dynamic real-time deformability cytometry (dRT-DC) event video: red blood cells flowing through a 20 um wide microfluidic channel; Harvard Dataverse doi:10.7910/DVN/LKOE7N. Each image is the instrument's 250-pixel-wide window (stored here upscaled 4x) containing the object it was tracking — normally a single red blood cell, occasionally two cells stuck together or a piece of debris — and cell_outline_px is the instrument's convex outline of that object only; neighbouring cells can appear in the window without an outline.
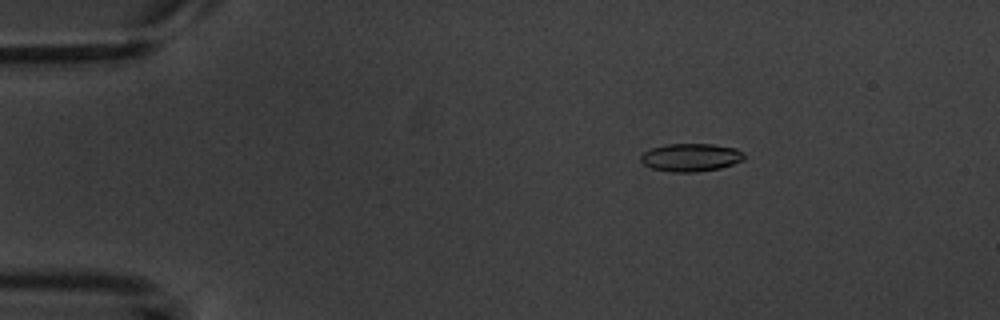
{"species": "common noctule bat (a hibernating species)", "species_latin": "Nyctalus noctula", "temperature_condition": "warm", "stored_images_in_passage": 4, "camera_frame_rate_fps": 3000, "um_per_image_px": 0.085, "animal": {"sex": "male", "body_mass_g": 20.1, "forearm_length_mm": 53.5}, "frame": {"image": 1, "passage_image": 1, "time_ms": 0.0, "image_size_px": [1000, 320], "cell_outline_px": [[744, 160], [720, 168], [696, 172], [672, 172], [652, 168], [644, 164], [640, 160], [640, 156], [644, 152], [652, 148], [668, 144], [712, 144], [736, 148], [744, 152]], "centroid_in_image_um": [58.73, 13.38], "position_along_channel_um": 26.3, "area_um2": 16.82}}
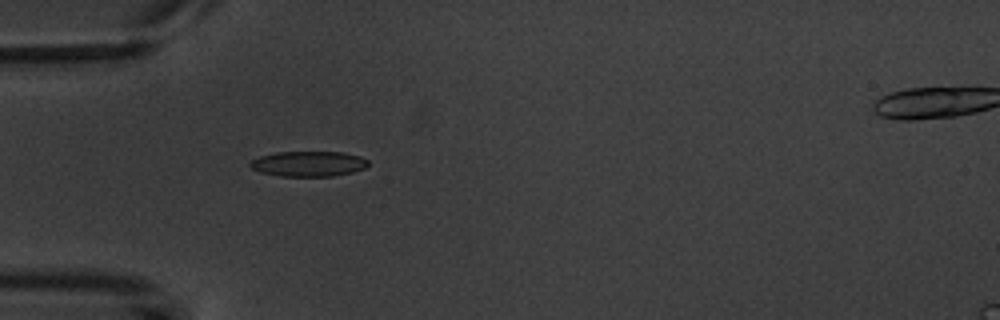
{"frame": {"image": 2, "passage_image": 3, "time_ms": 2.667, "image_size_px": [1000, 320], "cell_outline_px": [[368, 164], [364, 168], [352, 172], [332, 176], [280, 176], [260, 172], [252, 168], [248, 164], [252, 160], [260, 156], [276, 152], [344, 152], [360, 156], [368, 160]], "centroid_in_image_um": [26.22, 13.92], "position_along_channel_um": 58.8, "area_um2": 17.34}}